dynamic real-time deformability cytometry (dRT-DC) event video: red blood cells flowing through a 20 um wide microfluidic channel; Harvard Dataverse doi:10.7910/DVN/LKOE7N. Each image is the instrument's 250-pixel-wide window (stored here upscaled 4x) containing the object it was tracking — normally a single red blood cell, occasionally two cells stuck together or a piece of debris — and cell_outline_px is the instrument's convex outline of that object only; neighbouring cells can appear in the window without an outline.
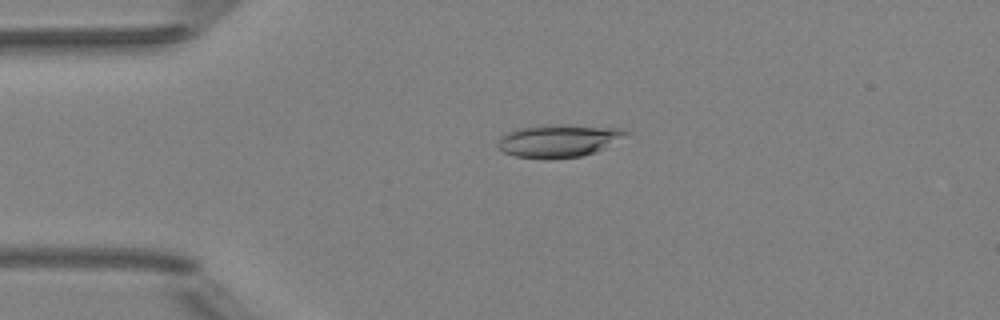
{"species": "Egyptian fruit bat (a non-hibernating species)", "species_latin": "Rousettus aegyptiacus", "temperature_condition": "room temperature", "stored_images_in_passage": 51, "camera_frame_rate_fps": 3000, "um_per_image_px": 0.085, "animal": {"sex": "female"}, "frame": {"image": 1, "passage_image": 12, "time_ms": 3.667, "image_size_px": [1000, 320], "cell_outline_px": [[632, 132], [604, 148], [596, 152], [580, 156], [548, 160], [544, 160], [516, 156], [504, 152], [496, 144], [500, 136], [504, 132], [520, 128], [548, 124], [560, 124], [624, 128]], "centroid_in_image_um": [47.47, 11.96], "position_along_channel_um": 37.5, "area_um2": 24.85}}
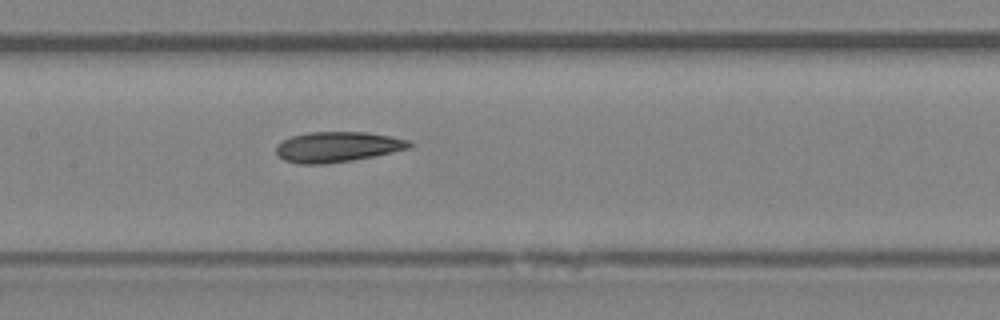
{"frame": {"image": 2, "passage_image": 25, "time_ms": 8.0, "image_size_px": [1000, 320], "cell_outline_px": [[416, 144], [412, 148], [352, 160], [324, 164], [296, 164], [284, 160], [276, 152], [276, 144], [292, 136], [308, 132], [364, 132], [388, 136], [408, 140]], "centroid_in_image_um": [28.68, 12.49], "position_along_channel_um": 178.7, "area_um2": 23.52}}
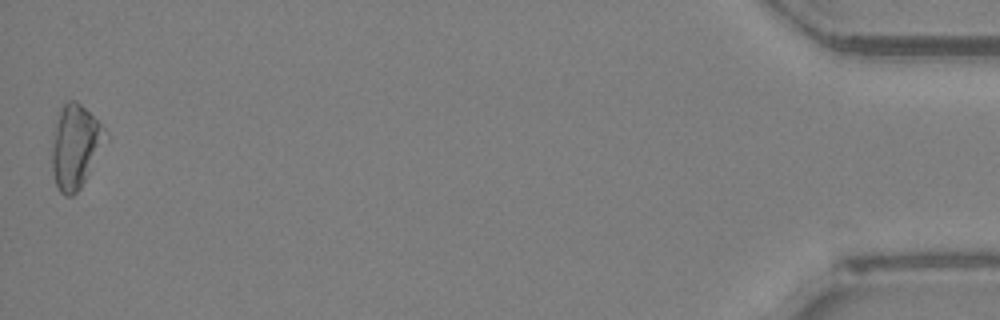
{"frame": {"image": 3, "passage_image": 51, "time_ms": 16.667, "image_size_px": [1000, 320], "cell_outline_px": [[108, 136], [80, 188], [72, 196], [64, 196], [60, 192], [56, 184], [52, 168], [52, 140], [60, 108], [68, 100], [76, 100], [108, 132]], "centroid_in_image_um": [6.39, 12.45], "position_along_channel_um": 428.8, "area_um2": 25.55}, "authors_computed_cell_mechanics": {"area_um2": 23.7558, "velocity_mm_per_s": 4.0081, "shape_relaxation_time_tau1_ms": 6.7231, "shape_relaxation_time_tau2_ms": 7.3802, "deformation_change_tau1": 0.147, "deformation_change_tau2": 0.1841}}